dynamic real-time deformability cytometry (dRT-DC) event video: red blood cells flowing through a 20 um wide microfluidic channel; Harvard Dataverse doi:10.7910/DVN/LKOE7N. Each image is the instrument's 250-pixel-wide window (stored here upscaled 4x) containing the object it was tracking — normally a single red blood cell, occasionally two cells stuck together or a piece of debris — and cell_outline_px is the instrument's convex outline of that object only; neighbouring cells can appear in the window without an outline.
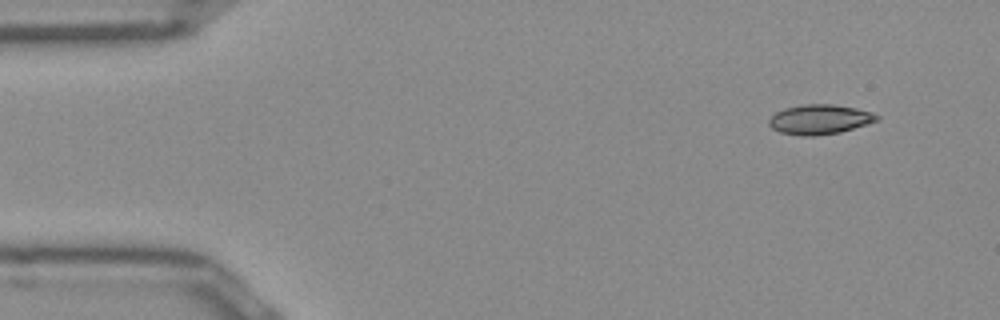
{"species": "Egyptian fruit bat (a non-hibernating species)", "species_latin": "Rousettus aegyptiacus", "temperature_condition": "room temperature", "stored_images_in_passage": 47, "camera_frame_rate_fps": 3000, "um_per_image_px": 0.085, "frame": {"image": 1, "passage_image": 1, "time_ms": 0.0, "image_size_px": [1000, 320], "cell_outline_px": [[880, 120], [840, 132], [816, 136], [804, 136], [780, 132], [772, 128], [768, 124], [768, 120], [776, 112], [784, 108], [804, 104], [832, 104], [856, 108], [872, 112], [880, 116]], "centroid_in_image_um": [69.68, 10.15], "position_along_channel_um": 15.3, "area_um2": 18.73}}
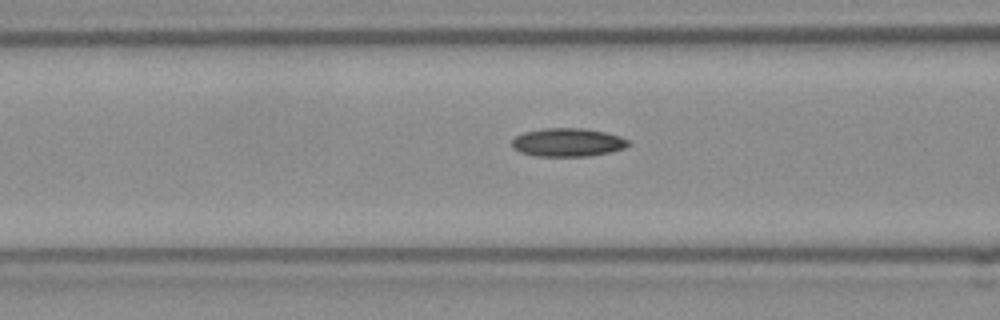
{"frame": {"image": 2, "passage_image": 16, "time_ms": 5.0, "image_size_px": [1000, 320], "cell_outline_px": [[632, 144], [624, 148], [612, 152], [588, 156], [536, 156], [520, 152], [512, 148], [512, 140], [516, 136], [524, 132], [544, 128], [584, 128], [604, 132], [620, 136], [628, 140]], "centroid_in_image_um": [48.27, 12.1], "position_along_channel_um": 118.3, "area_um2": 19.36}}
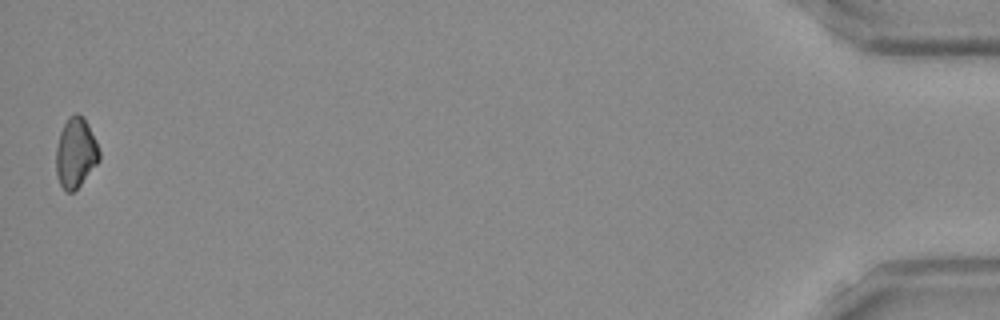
{"frame": {"image": 3, "passage_image": 47, "time_ms": 15.333, "image_size_px": [1000, 320], "cell_outline_px": [[100, 160], [80, 184], [72, 192], [68, 192], [60, 184], [56, 176], [56, 148], [60, 132], [68, 116], [76, 112], [80, 112], [84, 116], [96, 140], [100, 152]], "centroid_in_image_um": [6.43, 12.93], "position_along_channel_um": 428.8, "area_um2": 17.69}}